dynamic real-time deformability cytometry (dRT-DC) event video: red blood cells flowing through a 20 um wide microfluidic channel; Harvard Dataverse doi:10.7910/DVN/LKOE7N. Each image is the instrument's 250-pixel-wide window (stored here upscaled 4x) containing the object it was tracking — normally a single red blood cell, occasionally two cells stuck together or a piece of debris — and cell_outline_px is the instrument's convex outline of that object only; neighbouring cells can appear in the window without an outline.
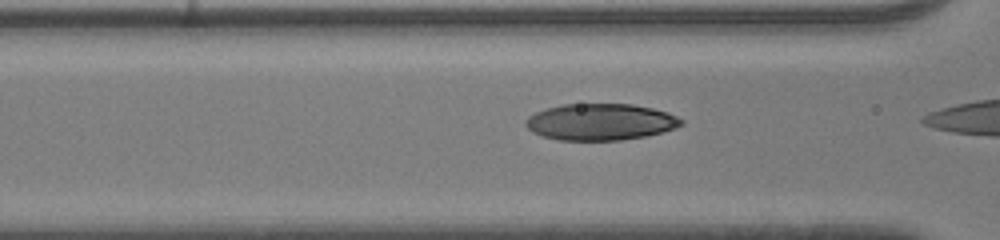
{"species": "human", "species_latin": "Homo sapiens", "temperature_condition": "room temperature", "stored_images_in_passage": 11, "camera_frame_rate_fps": 3000, "um_per_image_px": 0.085, "donor": {"sex": "male"}, "frame": {"image": 1, "passage_image": 10, "time_ms": 3.0, "image_size_px": [1000, 240], "cell_outline_px": [[684, 124], [676, 128], [664, 132], [644, 136], [620, 140], [560, 140], [544, 136], [532, 132], [524, 124], [524, 120], [528, 116], [536, 112], [548, 108], [564, 104], [632, 104], [652, 108], [668, 112], [684, 120]], "centroid_in_image_um": [51.06, 10.36], "position_along_channel_um": 115.5, "area_um2": 33.18}}